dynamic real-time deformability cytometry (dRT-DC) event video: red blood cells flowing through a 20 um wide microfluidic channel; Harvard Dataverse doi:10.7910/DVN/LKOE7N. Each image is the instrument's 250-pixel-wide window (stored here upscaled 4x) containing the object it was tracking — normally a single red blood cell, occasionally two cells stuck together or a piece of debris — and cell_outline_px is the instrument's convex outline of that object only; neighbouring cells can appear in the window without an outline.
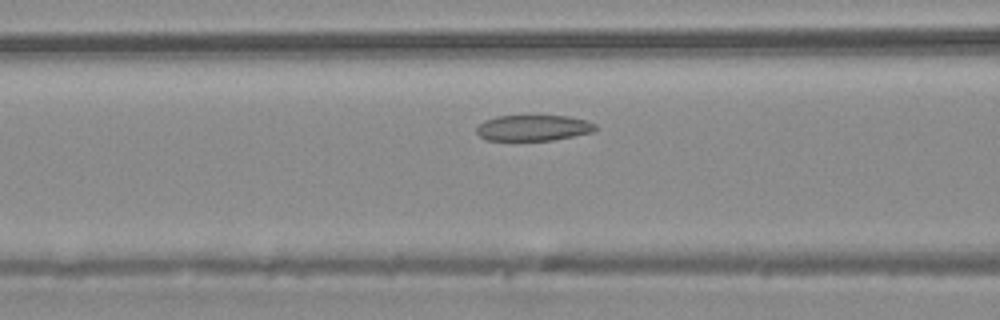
{"species": "common noctule bat (a hibernating species)", "species_latin": "Nyctalus noctula", "temperature_condition": "warm", "stored_images_in_passage": 30, "camera_frame_rate_fps": 3000, "um_per_image_px": 0.085, "animal": {"sex": "male", "body_mass_g": 20.4}, "frame": {"image": 1, "passage_image": 4, "time_ms": 1.0, "image_size_px": [1000, 320], "cell_outline_px": [[596, 128], [592, 132], [552, 140], [484, 140], [476, 132], [476, 128], [484, 120], [496, 116], [568, 116], [588, 120], [596, 124]], "centroid_in_image_um": [45.32, 10.86], "position_along_channel_um": 121.3, "area_um2": 17.86}}
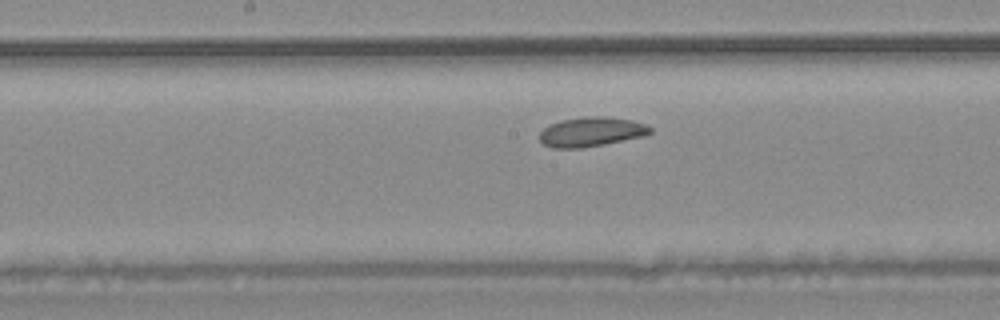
{"frame": {"image": 2, "passage_image": 9, "time_ms": 2.667, "image_size_px": [1000, 320], "cell_outline_px": [[652, 132], [644, 136], [604, 144], [580, 148], [552, 148], [544, 144], [540, 140], [540, 132], [548, 124], [564, 120], [584, 116], [604, 116], [632, 120], [644, 124], [652, 128]], "centroid_in_image_um": [50.25, 11.2], "position_along_channel_um": 197.9, "area_um2": 18.96}}
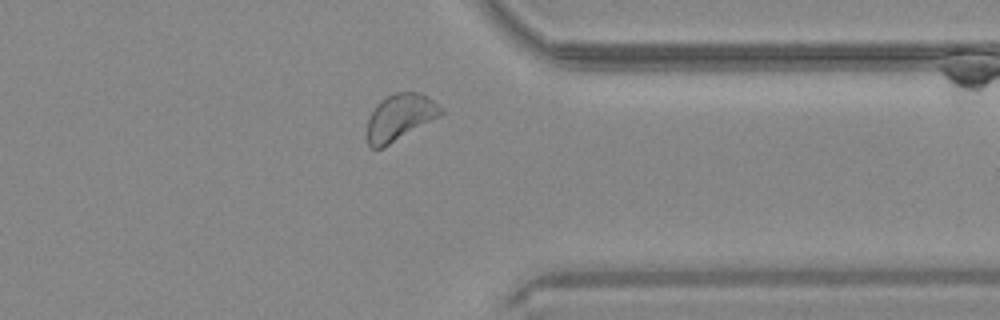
{"frame": {"image": 3, "passage_image": 21, "time_ms": 6.667, "image_size_px": [1000, 320], "cell_outline_px": [[444, 112], [440, 116], [388, 144], [380, 148], [372, 148], [368, 144], [368, 120], [376, 104], [380, 100], [396, 92], [420, 92], [444, 108]], "centroid_in_image_um": [34.01, 9.93], "position_along_channel_um": 377.4, "area_um2": 19.54}}